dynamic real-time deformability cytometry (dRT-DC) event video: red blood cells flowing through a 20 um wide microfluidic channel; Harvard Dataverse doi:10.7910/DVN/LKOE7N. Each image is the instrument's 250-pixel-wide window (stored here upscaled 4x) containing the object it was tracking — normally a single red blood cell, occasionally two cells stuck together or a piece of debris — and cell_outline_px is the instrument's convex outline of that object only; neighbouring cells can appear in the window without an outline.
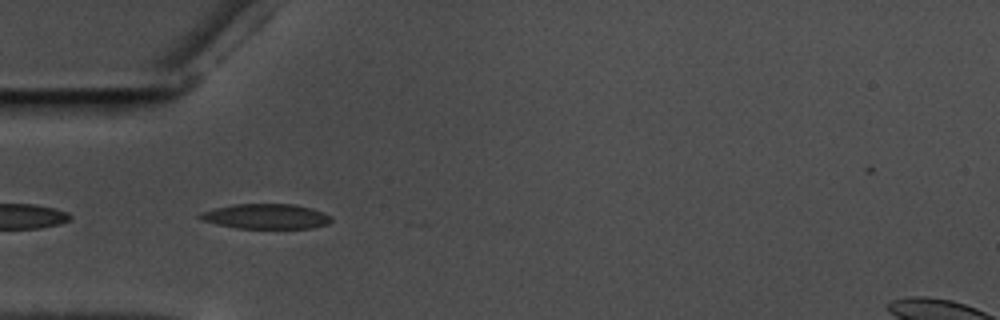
{"species": "common noctule bat (a hibernating species)", "species_latin": "Nyctalus noctula", "temperature_condition": "warm", "stored_images_in_passage": 3, "camera_frame_rate_fps": 3000, "um_per_image_px": 0.085, "animal": {"sex": "male", "body_mass_g": 17.5, "forearm_length_mm": 52.3}, "frame": {"image": 1, "passage_image": 2, "time_ms": 0.333, "image_size_px": [1000, 320], "cell_outline_px": [[332, 220], [328, 224], [312, 228], [236, 228], [200, 220], [196, 216], [200, 212], [216, 208], [236, 204], [296, 204], [312, 208], [324, 212], [332, 216]], "centroid_in_image_um": [22.63, 18.39], "position_along_channel_um": 62.4, "area_um2": 19.25}}